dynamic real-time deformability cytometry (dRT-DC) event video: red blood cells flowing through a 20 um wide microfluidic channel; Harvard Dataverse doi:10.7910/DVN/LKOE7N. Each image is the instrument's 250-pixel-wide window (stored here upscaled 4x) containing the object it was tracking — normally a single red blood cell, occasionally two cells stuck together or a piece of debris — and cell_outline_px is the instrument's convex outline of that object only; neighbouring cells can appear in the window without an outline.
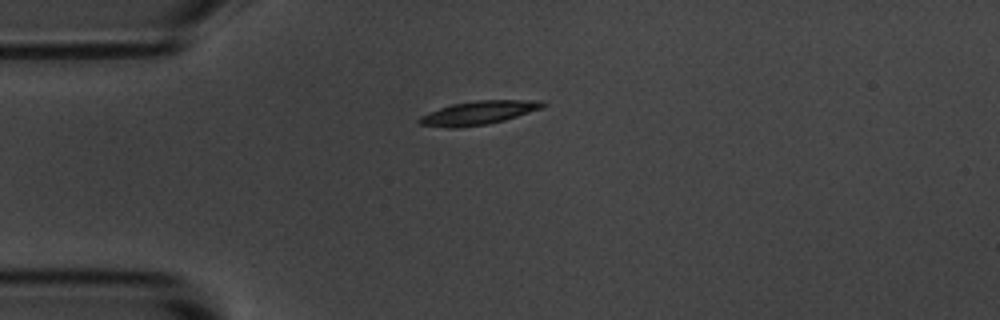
{"species": "common noctule bat (a hibernating species)", "species_latin": "Nyctalus noctula", "temperature_condition": "room temperature", "stored_images_in_passage": 42, "camera_frame_rate_fps": 3000, "um_per_image_px": 0.085, "animal": {"sex": "male", "body_mass_g": 20.1, "forearm_length_mm": 53.5}, "frame": {"image": 1, "passage_image": 1, "time_ms": 0.0, "image_size_px": [1000, 320], "cell_outline_px": [[548, 104], [540, 108], [504, 120], [488, 124], [420, 124], [416, 120], [420, 116], [428, 112], [452, 104], [476, 100], [540, 100]], "centroid_in_image_um": [40.77, 9.51], "position_along_channel_um": 44.2, "area_um2": 15.78}}
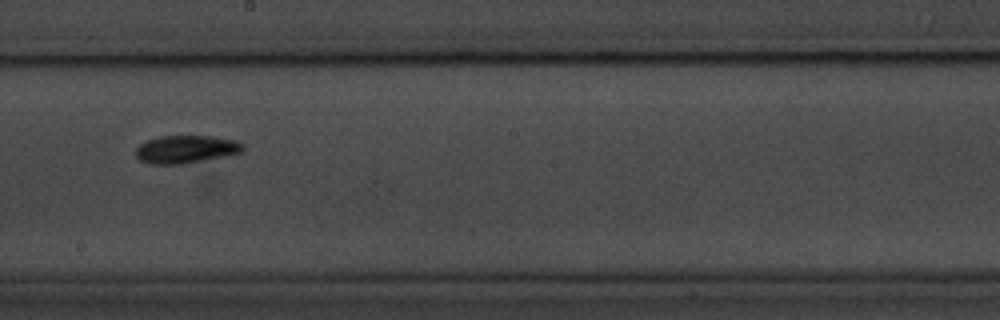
{"frame": {"image": 2, "passage_image": 18, "time_ms": 5.667, "image_size_px": [1000, 320], "cell_outline_px": [[244, 148], [240, 152], [224, 156], [184, 164], [152, 164], [140, 160], [136, 156], [136, 148], [140, 144], [148, 140], [160, 136], [212, 136], [236, 140], [244, 144]], "centroid_in_image_um": [15.81, 12.68], "position_along_channel_um": 232.4, "area_um2": 17.28}}
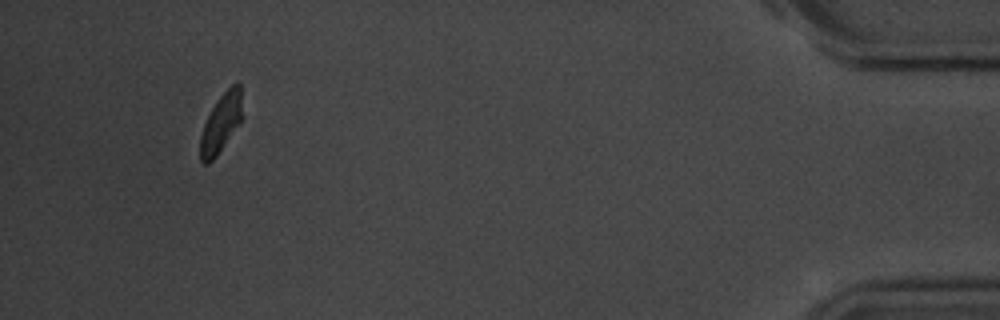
{"frame": {"image": 3, "passage_image": 39, "time_ms": 12.667, "image_size_px": [1000, 320], "cell_outline_px": [[244, 116], [240, 124], [216, 156], [208, 164], [204, 164], [200, 160], [200, 136], [204, 124], [216, 100], [232, 84], [240, 84]], "centroid_in_image_um": [18.82, 10.46], "position_along_channel_um": 416.4, "area_um2": 14.57}, "authors_computed_cell_mechanics": {"area_um2": 16.0106, "velocity_mm_per_s": 3.6274, "shape_relaxation_time_tau1_ms": 2.8584, "shape_relaxation_time_tau2_ms": 2.5245, "deformation_change_tau1": 0.1469, "deformation_change_tau2": 0.0602}}